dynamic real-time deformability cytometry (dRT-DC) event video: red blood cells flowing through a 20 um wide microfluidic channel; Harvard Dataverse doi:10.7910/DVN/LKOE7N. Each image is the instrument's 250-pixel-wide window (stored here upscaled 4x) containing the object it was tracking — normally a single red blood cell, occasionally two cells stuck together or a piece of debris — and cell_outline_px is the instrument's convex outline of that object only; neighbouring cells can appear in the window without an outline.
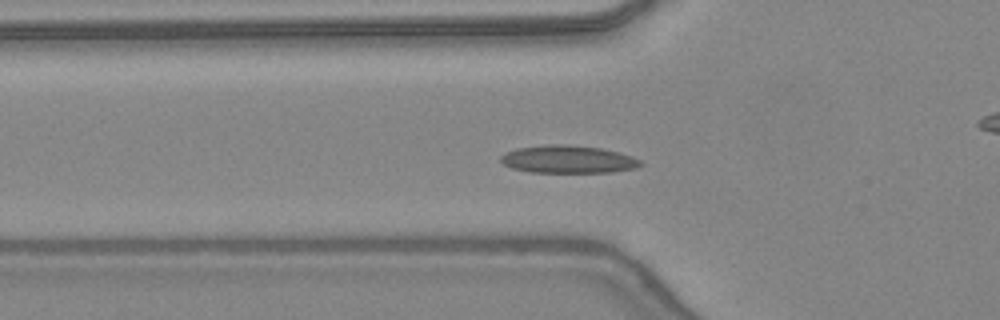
{"species": "common noctule bat (a hibernating species)", "species_latin": "Nyctalus noctula", "temperature_condition": "warm", "stored_images_in_passage": 25, "camera_frame_rate_fps": 3000, "um_per_image_px": 0.085, "animal": {"sex": "female", "body_mass_g": 24.6, "forearm_length_mm": 56.2}, "frame": {"image": 1, "passage_image": 4, "time_ms": 1.0, "image_size_px": [1000, 320], "cell_outline_px": [[644, 164], [636, 168], [612, 172], [528, 172], [512, 168], [504, 164], [500, 160], [500, 156], [516, 148], [548, 144], [564, 144], [600, 148], [620, 152], [632, 156], [640, 160]], "centroid_in_image_um": [48.3, 13.54], "position_along_channel_um": 77.5, "area_um2": 22.6}}
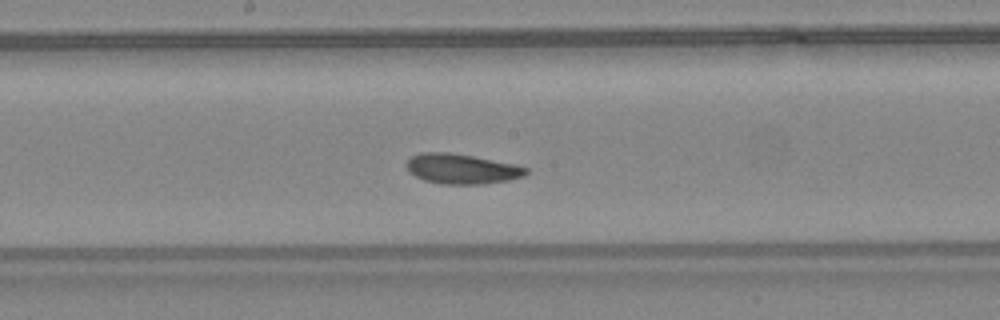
{"frame": {"image": 2, "passage_image": 13, "time_ms": 4.0, "image_size_px": [1000, 320], "cell_outline_px": [[528, 172], [524, 176], [508, 180], [484, 184], [440, 184], [424, 180], [408, 172], [408, 160], [412, 156], [420, 152], [448, 152], [472, 156], [516, 164], [528, 168]], "centroid_in_image_um": [39.26, 14.35], "position_along_channel_um": 208.9, "area_um2": 20.87}}
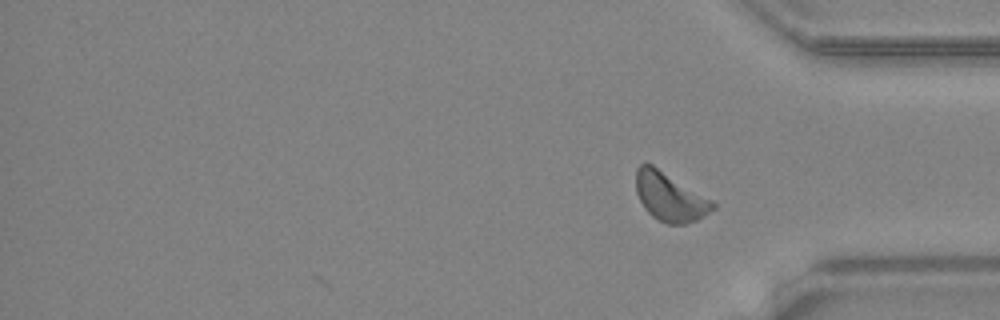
{"frame": {"image": 3, "passage_image": 25, "time_ms": 8.0, "image_size_px": [1000, 320], "cell_outline_px": [[716, 208], [696, 220], [684, 224], [668, 224], [652, 216], [644, 208], [636, 192], [636, 168], [640, 164], [652, 164], [712, 200], [716, 204]], "centroid_in_image_um": [56.93, 16.73], "position_along_channel_um": 378.3, "area_um2": 21.56}, "authors_computed_cell_mechanics": {"area_um2": 20.7502, "velocity_mm_per_s": 4.353, "shape_relaxation_time_tau1_ms": 3.4661, "shape_relaxation_time_tau2_ms": 4.6744, "deformation_change_tau1": 0.1185, "deformation_change_tau2": 0.0818}}